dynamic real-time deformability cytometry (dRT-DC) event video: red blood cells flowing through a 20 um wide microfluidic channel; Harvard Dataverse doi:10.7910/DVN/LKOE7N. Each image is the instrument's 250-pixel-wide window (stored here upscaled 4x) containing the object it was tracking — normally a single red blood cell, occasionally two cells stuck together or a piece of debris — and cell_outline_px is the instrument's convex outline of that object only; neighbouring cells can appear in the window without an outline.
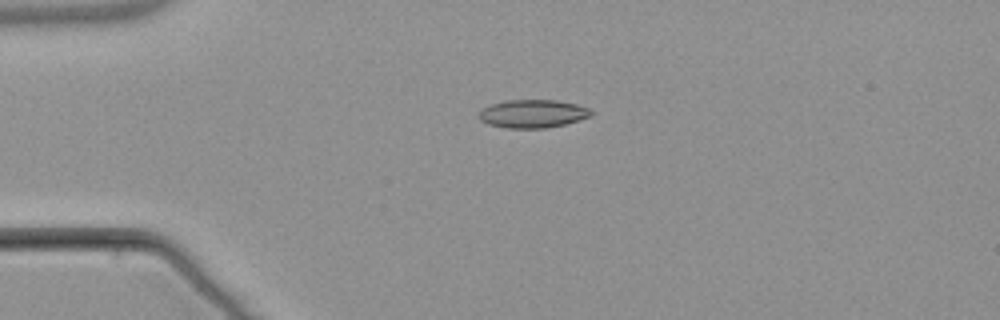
{"species": "common noctule bat (a hibernating species)", "species_latin": "Nyctalus noctula", "temperature_condition": "warm", "stored_images_in_passage": 5, "camera_frame_rate_fps": 3000, "um_per_image_px": 0.085, "animal": {"sex": "male", "body_mass_g": 21.5, "forearm_length_mm": 52.0}, "frame": {"image": 1, "passage_image": 4, "time_ms": 4.0, "image_size_px": [1000, 320], "cell_outline_px": [[592, 116], [564, 124], [548, 128], [508, 128], [488, 124], [480, 120], [480, 112], [484, 108], [492, 104], [504, 100], [556, 100], [576, 104], [588, 108], [592, 112]], "centroid_in_image_um": [45.29, 9.66], "position_along_channel_um": 39.7, "area_um2": 18.26}}